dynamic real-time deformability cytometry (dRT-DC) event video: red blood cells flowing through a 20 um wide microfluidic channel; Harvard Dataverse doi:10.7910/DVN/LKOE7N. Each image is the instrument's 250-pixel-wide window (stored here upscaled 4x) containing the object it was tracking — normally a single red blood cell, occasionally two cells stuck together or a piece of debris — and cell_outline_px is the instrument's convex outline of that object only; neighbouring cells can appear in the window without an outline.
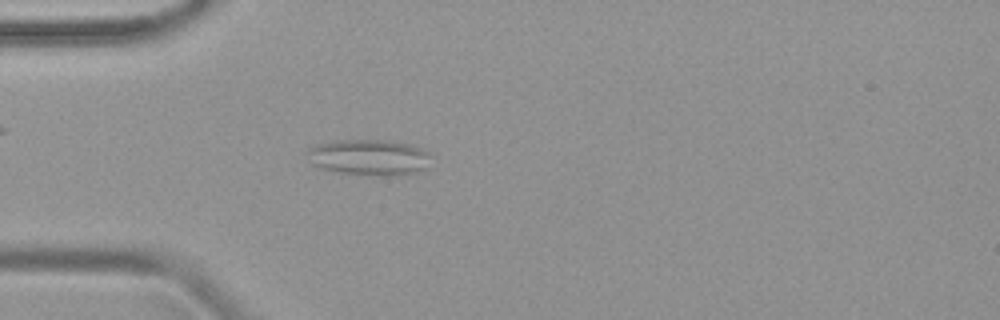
{"species": "common noctule bat (a hibernating species)", "species_latin": "Nyctalus noctula", "temperature_condition": "warm", "stored_images_in_passage": 46, "camera_frame_rate_fps": 3000, "um_per_image_px": 0.085, "animal": {"sex": "female", "body_mass_g": 19.9}, "frame": {"image": 1, "passage_image": 13, "time_ms": 4.0, "image_size_px": [1000, 320], "cell_outline_px": [[432, 156], [424, 168], [416, 172], [396, 176], [380, 176], [340, 172], [320, 168], [312, 164], [304, 152], [308, 148], [316, 144], [336, 140], [388, 140], [412, 144], [428, 152]], "centroid_in_image_um": [31.35, 13.36], "position_along_channel_um": 53.7, "area_um2": 26.18}}
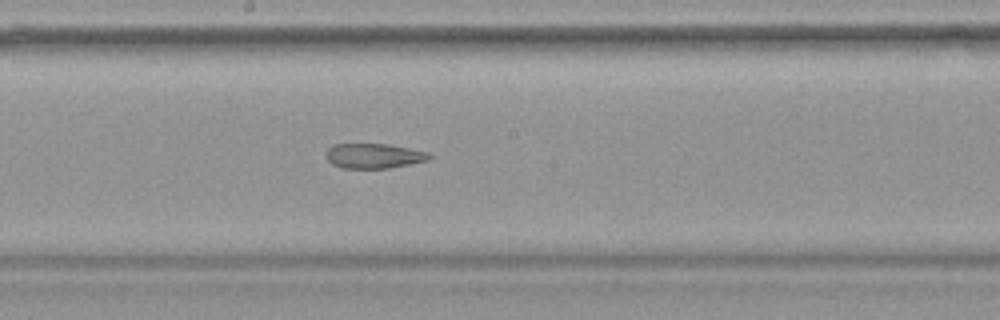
{"frame": {"image": 2, "passage_image": 25, "time_ms": 8.0, "image_size_px": [1000, 320], "cell_outline_px": [[432, 156], [428, 160], [388, 168], [344, 168], [332, 164], [328, 160], [328, 148], [332, 144], [388, 144], [428, 152]], "centroid_in_image_um": [31.78, 13.24], "position_along_channel_um": 216.4, "area_um2": 14.74}}
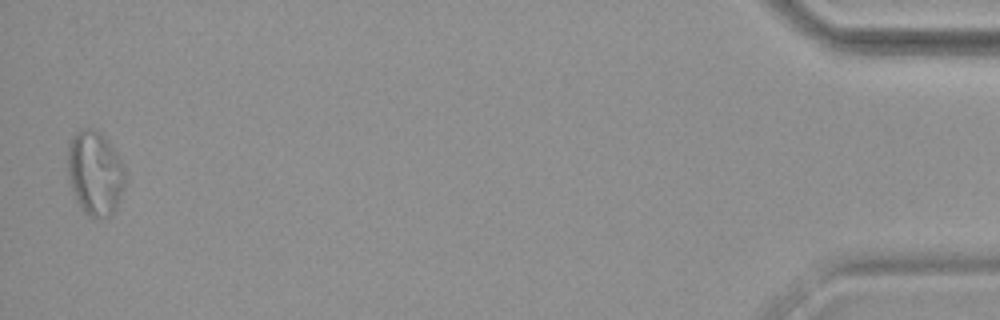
{"frame": {"image": 3, "passage_image": 46, "time_ms": 15.0, "image_size_px": [1000, 320], "cell_outline_px": [[124, 184], [120, 196], [112, 212], [104, 220], [88, 216], [84, 212], [72, 188], [68, 176], [68, 140], [76, 132], [84, 128], [92, 128], [100, 132], [104, 136], [120, 160], [124, 168]], "centroid_in_image_um": [8.05, 14.69], "position_along_channel_um": 427.2, "area_um2": 27.74}}